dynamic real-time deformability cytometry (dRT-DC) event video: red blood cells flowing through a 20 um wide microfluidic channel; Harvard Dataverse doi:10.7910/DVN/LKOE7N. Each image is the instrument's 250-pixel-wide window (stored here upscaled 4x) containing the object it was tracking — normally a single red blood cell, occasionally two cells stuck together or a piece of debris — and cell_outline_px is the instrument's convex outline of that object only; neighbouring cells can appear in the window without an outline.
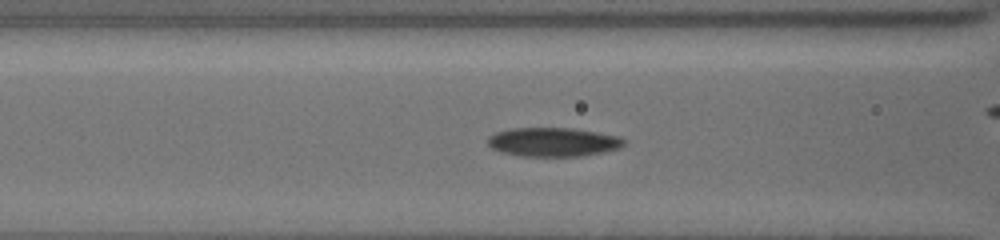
{"species": "common noctule bat (a hibernating species)", "species_latin": "Nyctalus noctula", "temperature_condition": "cold", "stored_images_in_passage": 38, "camera_frame_rate_fps": 3000, "um_per_image_px": 0.085, "animal": {"sex": "female", "body_mass_g": 19.5, "forearm_length_mm": 54.1}, "frame": {"image": 1, "passage_image": 6, "time_ms": 1.667, "image_size_px": [1000, 240], "cell_outline_px": [[624, 144], [620, 148], [604, 152], [580, 156], [520, 156], [500, 152], [492, 148], [484, 140], [488, 136], [496, 132], [512, 128], [572, 128], [596, 132], [616, 136], [624, 140]], "centroid_in_image_um": [46.95, 12.07], "position_along_channel_um": 119.6, "area_um2": 23.0}}
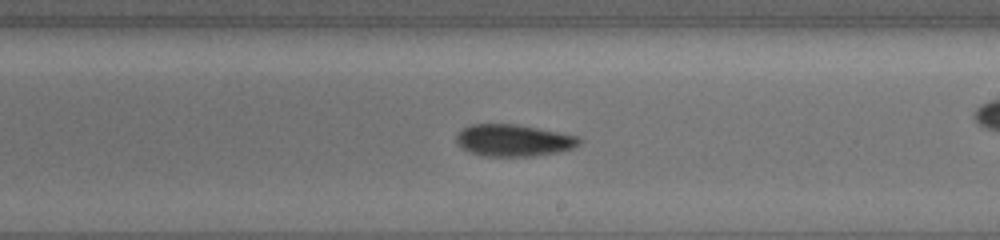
{"frame": {"image": 2, "passage_image": 16, "time_ms": 5.0, "image_size_px": [1000, 240], "cell_outline_px": [[580, 144], [572, 148], [560, 152], [532, 156], [480, 156], [468, 152], [460, 148], [456, 144], [456, 132], [460, 128], [472, 124], [516, 124], [576, 136], [580, 140]], "centroid_in_image_um": [43.54, 11.94], "position_along_channel_um": 245.5, "area_um2": 23.0}}
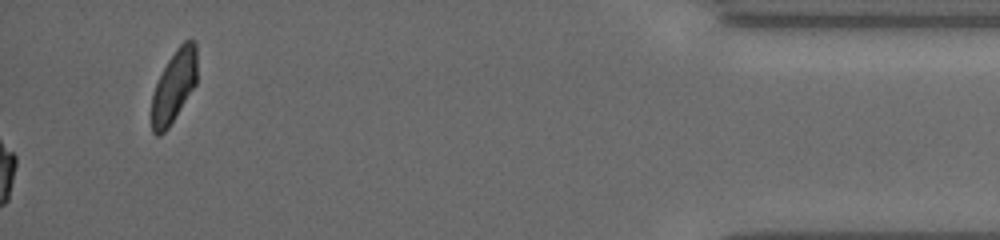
{"frame": {"image": 3, "passage_image": 38, "time_ms": 12.333, "image_size_px": [1000, 240], "cell_outline_px": [[196, 84], [168, 128], [160, 136], [156, 136], [152, 132], [152, 92], [168, 60], [176, 48], [184, 40], [196, 40]], "centroid_in_image_um": [14.78, 7.33], "position_along_channel_um": 420.4, "area_um2": 18.96}, "authors_computed_cell_mechanics": {"area_um2": 22.3397, "velocity_mm_per_s": 3.786, "shape_relaxation_time_tau1_ms": 7.2807, "shape_relaxation_time_tau2_ms": null, "deformation_change_tau1": 0.1468, "deformation_change_tau2": null}}